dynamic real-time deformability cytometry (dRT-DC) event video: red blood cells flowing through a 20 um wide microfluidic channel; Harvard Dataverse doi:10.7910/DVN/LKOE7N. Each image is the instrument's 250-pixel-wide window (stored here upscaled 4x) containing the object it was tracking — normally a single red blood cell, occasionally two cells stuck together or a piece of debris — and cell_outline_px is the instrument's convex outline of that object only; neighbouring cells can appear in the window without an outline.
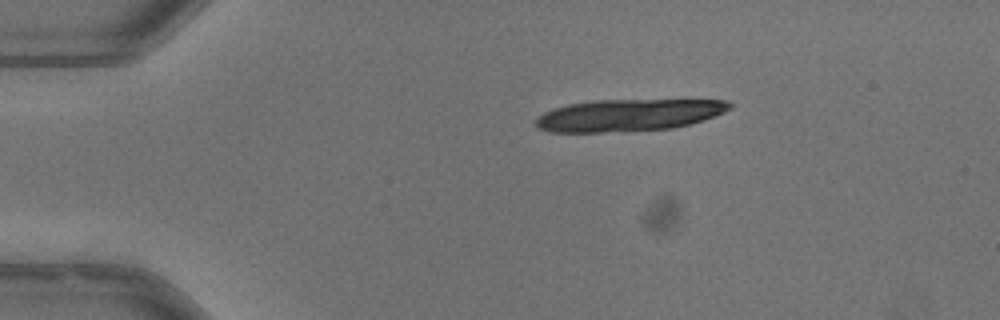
{"species": "common noctule bat (a hibernating species)", "species_latin": "Nyctalus noctula", "temperature_condition": "warm", "stored_images_in_passage": 10, "camera_frame_rate_fps": 3000, "um_per_image_px": 0.085, "animal": {"sex": "male", "body_mass_g": 13.3}, "frame": {"image": 1, "passage_image": 1, "time_ms": 0.0, "image_size_px": [1000, 320], "cell_outline_px": [[732, 108], [716, 116], [692, 124], [672, 128], [604, 132], [552, 132], [536, 128], [532, 124], [544, 112], [568, 104], [592, 100], [728, 100], [732, 104]], "centroid_in_image_um": [53.44, 9.78], "position_along_channel_um": 31.6, "area_um2": 36.24}}